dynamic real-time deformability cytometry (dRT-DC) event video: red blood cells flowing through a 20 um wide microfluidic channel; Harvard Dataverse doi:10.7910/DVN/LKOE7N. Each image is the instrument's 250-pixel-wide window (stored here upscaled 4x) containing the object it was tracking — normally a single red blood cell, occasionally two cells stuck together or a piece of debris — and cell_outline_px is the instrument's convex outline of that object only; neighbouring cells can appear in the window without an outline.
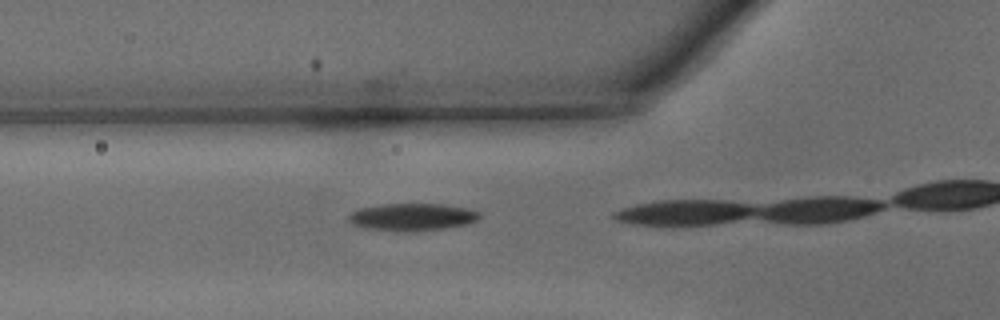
{"species": "common noctule bat (a hibernating species)", "species_latin": "Nyctalus noctula", "temperature_condition": "warm", "stored_images_in_passage": 4, "camera_frame_rate_fps": 3000, "um_per_image_px": 0.085, "animal": {"sex": "male", "body_mass_g": 15.6}, "frame": {"image": 1, "passage_image": 3, "time_ms": 0.667, "image_size_px": [1000, 320], "cell_outline_px": [[480, 216], [476, 220], [468, 224], [444, 228], [364, 228], [352, 224], [348, 220], [348, 216], [352, 212], [360, 208], [380, 204], [444, 204], [468, 208], [480, 212]], "centroid_in_image_um": [35.07, 18.38], "position_along_channel_um": 90.7, "area_um2": 19.77}}